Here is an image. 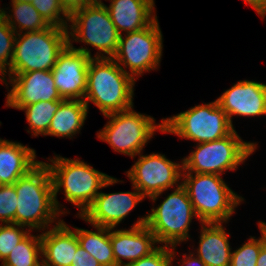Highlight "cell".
Wrapping results in <instances>:
<instances>
[{
	"instance_id": "cell-1",
	"label": "cell",
	"mask_w": 266,
	"mask_h": 266,
	"mask_svg": "<svg viewBox=\"0 0 266 266\" xmlns=\"http://www.w3.org/2000/svg\"><path fill=\"white\" fill-rule=\"evenodd\" d=\"M48 160L52 163L47 162L46 164L52 176L54 202L61 215H65L67 212L57 200L61 188H63L66 201L80 209L77 215L82 216L94 202L100 189L123 182L94 169L87 162L78 158L69 159L55 155Z\"/></svg>"
},
{
	"instance_id": "cell-2",
	"label": "cell",
	"mask_w": 266,
	"mask_h": 266,
	"mask_svg": "<svg viewBox=\"0 0 266 266\" xmlns=\"http://www.w3.org/2000/svg\"><path fill=\"white\" fill-rule=\"evenodd\" d=\"M13 185L18 197L15 224L40 232L52 227V223L57 225L61 221V214L54 202L51 172L46 162L40 161Z\"/></svg>"
},
{
	"instance_id": "cell-3",
	"label": "cell",
	"mask_w": 266,
	"mask_h": 266,
	"mask_svg": "<svg viewBox=\"0 0 266 266\" xmlns=\"http://www.w3.org/2000/svg\"><path fill=\"white\" fill-rule=\"evenodd\" d=\"M135 80L113 58H91L84 102L93 103L103 115L133 106Z\"/></svg>"
},
{
	"instance_id": "cell-4",
	"label": "cell",
	"mask_w": 266,
	"mask_h": 266,
	"mask_svg": "<svg viewBox=\"0 0 266 266\" xmlns=\"http://www.w3.org/2000/svg\"><path fill=\"white\" fill-rule=\"evenodd\" d=\"M216 174L182 173L181 185L187 191L200 223H227L244 197L236 194Z\"/></svg>"
},
{
	"instance_id": "cell-5",
	"label": "cell",
	"mask_w": 266,
	"mask_h": 266,
	"mask_svg": "<svg viewBox=\"0 0 266 266\" xmlns=\"http://www.w3.org/2000/svg\"><path fill=\"white\" fill-rule=\"evenodd\" d=\"M68 44V29L54 25L40 31L16 34L14 54L6 73L52 70Z\"/></svg>"
},
{
	"instance_id": "cell-6",
	"label": "cell",
	"mask_w": 266,
	"mask_h": 266,
	"mask_svg": "<svg viewBox=\"0 0 266 266\" xmlns=\"http://www.w3.org/2000/svg\"><path fill=\"white\" fill-rule=\"evenodd\" d=\"M195 150L182 158L183 173L223 175L234 171L257 149V143L245 142L234 129L228 136L199 143Z\"/></svg>"
},
{
	"instance_id": "cell-7",
	"label": "cell",
	"mask_w": 266,
	"mask_h": 266,
	"mask_svg": "<svg viewBox=\"0 0 266 266\" xmlns=\"http://www.w3.org/2000/svg\"><path fill=\"white\" fill-rule=\"evenodd\" d=\"M134 107L104 115L109 121L97 132V138L106 142L114 152L136 157L159 130L164 133V118L161 123L150 115L133 110Z\"/></svg>"
},
{
	"instance_id": "cell-8",
	"label": "cell",
	"mask_w": 266,
	"mask_h": 266,
	"mask_svg": "<svg viewBox=\"0 0 266 266\" xmlns=\"http://www.w3.org/2000/svg\"><path fill=\"white\" fill-rule=\"evenodd\" d=\"M67 29L69 44L83 42L98 50L93 58H113L118 50L120 33L102 1L74 11Z\"/></svg>"
},
{
	"instance_id": "cell-9",
	"label": "cell",
	"mask_w": 266,
	"mask_h": 266,
	"mask_svg": "<svg viewBox=\"0 0 266 266\" xmlns=\"http://www.w3.org/2000/svg\"><path fill=\"white\" fill-rule=\"evenodd\" d=\"M234 129L217 99L164 119V133L175 134L196 144L224 138Z\"/></svg>"
},
{
	"instance_id": "cell-10",
	"label": "cell",
	"mask_w": 266,
	"mask_h": 266,
	"mask_svg": "<svg viewBox=\"0 0 266 266\" xmlns=\"http://www.w3.org/2000/svg\"><path fill=\"white\" fill-rule=\"evenodd\" d=\"M194 217L197 218L187 191L180 185L147 213L145 225L155 235L158 244L171 247L188 241Z\"/></svg>"
},
{
	"instance_id": "cell-11",
	"label": "cell",
	"mask_w": 266,
	"mask_h": 266,
	"mask_svg": "<svg viewBox=\"0 0 266 266\" xmlns=\"http://www.w3.org/2000/svg\"><path fill=\"white\" fill-rule=\"evenodd\" d=\"M162 38L159 22L156 19L141 30L126 33L125 36L120 35L118 50L113 59L136 81L144 72L159 68L163 53Z\"/></svg>"
},
{
	"instance_id": "cell-12",
	"label": "cell",
	"mask_w": 266,
	"mask_h": 266,
	"mask_svg": "<svg viewBox=\"0 0 266 266\" xmlns=\"http://www.w3.org/2000/svg\"><path fill=\"white\" fill-rule=\"evenodd\" d=\"M142 154L143 152L137 155L138 160L126 174L145 199L148 197L155 203L164 191L181 185L183 160L176 163L167 159L164 154Z\"/></svg>"
},
{
	"instance_id": "cell-13",
	"label": "cell",
	"mask_w": 266,
	"mask_h": 266,
	"mask_svg": "<svg viewBox=\"0 0 266 266\" xmlns=\"http://www.w3.org/2000/svg\"><path fill=\"white\" fill-rule=\"evenodd\" d=\"M0 82L8 89L6 107L20 110L24 106L40 101L65 100L56 89L51 70L5 73L0 78ZM8 84L12 87L10 90L7 88Z\"/></svg>"
},
{
	"instance_id": "cell-14",
	"label": "cell",
	"mask_w": 266,
	"mask_h": 266,
	"mask_svg": "<svg viewBox=\"0 0 266 266\" xmlns=\"http://www.w3.org/2000/svg\"><path fill=\"white\" fill-rule=\"evenodd\" d=\"M91 48L68 44L59 54L52 74L56 89L65 100H84Z\"/></svg>"
},
{
	"instance_id": "cell-15",
	"label": "cell",
	"mask_w": 266,
	"mask_h": 266,
	"mask_svg": "<svg viewBox=\"0 0 266 266\" xmlns=\"http://www.w3.org/2000/svg\"><path fill=\"white\" fill-rule=\"evenodd\" d=\"M132 188L133 192L100 191L91 206L79 218L91 225L116 228L145 198L134 185Z\"/></svg>"
},
{
	"instance_id": "cell-16",
	"label": "cell",
	"mask_w": 266,
	"mask_h": 266,
	"mask_svg": "<svg viewBox=\"0 0 266 266\" xmlns=\"http://www.w3.org/2000/svg\"><path fill=\"white\" fill-rule=\"evenodd\" d=\"M218 104L227 114L233 126L232 117H260L266 115V84L257 81H238L217 98Z\"/></svg>"
},
{
	"instance_id": "cell-17",
	"label": "cell",
	"mask_w": 266,
	"mask_h": 266,
	"mask_svg": "<svg viewBox=\"0 0 266 266\" xmlns=\"http://www.w3.org/2000/svg\"><path fill=\"white\" fill-rule=\"evenodd\" d=\"M146 216L140 217L130 229L110 228V240L116 266H125L152 253L158 246L155 235L145 225ZM115 229V230H114ZM128 260L124 262L123 260Z\"/></svg>"
},
{
	"instance_id": "cell-18",
	"label": "cell",
	"mask_w": 266,
	"mask_h": 266,
	"mask_svg": "<svg viewBox=\"0 0 266 266\" xmlns=\"http://www.w3.org/2000/svg\"><path fill=\"white\" fill-rule=\"evenodd\" d=\"M41 236L42 266H71L79 245L76 231L61 219Z\"/></svg>"
},
{
	"instance_id": "cell-19",
	"label": "cell",
	"mask_w": 266,
	"mask_h": 266,
	"mask_svg": "<svg viewBox=\"0 0 266 266\" xmlns=\"http://www.w3.org/2000/svg\"><path fill=\"white\" fill-rule=\"evenodd\" d=\"M105 5L109 16L120 33H130L151 25L156 19L155 2L152 0H108Z\"/></svg>"
},
{
	"instance_id": "cell-20",
	"label": "cell",
	"mask_w": 266,
	"mask_h": 266,
	"mask_svg": "<svg viewBox=\"0 0 266 266\" xmlns=\"http://www.w3.org/2000/svg\"><path fill=\"white\" fill-rule=\"evenodd\" d=\"M40 161L35 149L0 138V185H13Z\"/></svg>"
},
{
	"instance_id": "cell-21",
	"label": "cell",
	"mask_w": 266,
	"mask_h": 266,
	"mask_svg": "<svg viewBox=\"0 0 266 266\" xmlns=\"http://www.w3.org/2000/svg\"><path fill=\"white\" fill-rule=\"evenodd\" d=\"M230 233H226L223 222L201 223L200 240L196 254L206 266H230L232 247Z\"/></svg>"
},
{
	"instance_id": "cell-22",
	"label": "cell",
	"mask_w": 266,
	"mask_h": 266,
	"mask_svg": "<svg viewBox=\"0 0 266 266\" xmlns=\"http://www.w3.org/2000/svg\"><path fill=\"white\" fill-rule=\"evenodd\" d=\"M88 114V106L82 100H64L55 112L47 135L72 139L80 133Z\"/></svg>"
},
{
	"instance_id": "cell-23",
	"label": "cell",
	"mask_w": 266,
	"mask_h": 266,
	"mask_svg": "<svg viewBox=\"0 0 266 266\" xmlns=\"http://www.w3.org/2000/svg\"><path fill=\"white\" fill-rule=\"evenodd\" d=\"M93 226L96 231L74 227L79 245L93 256L101 266H116L110 240V228Z\"/></svg>"
},
{
	"instance_id": "cell-24",
	"label": "cell",
	"mask_w": 266,
	"mask_h": 266,
	"mask_svg": "<svg viewBox=\"0 0 266 266\" xmlns=\"http://www.w3.org/2000/svg\"><path fill=\"white\" fill-rule=\"evenodd\" d=\"M11 2L12 10H9V13L5 11L9 7L2 9L6 22L16 34L24 33V31H40L51 26L31 3L16 0H11Z\"/></svg>"
},
{
	"instance_id": "cell-25",
	"label": "cell",
	"mask_w": 266,
	"mask_h": 266,
	"mask_svg": "<svg viewBox=\"0 0 266 266\" xmlns=\"http://www.w3.org/2000/svg\"><path fill=\"white\" fill-rule=\"evenodd\" d=\"M41 258V259H40ZM1 266H42L41 236L31 232L11 251Z\"/></svg>"
},
{
	"instance_id": "cell-26",
	"label": "cell",
	"mask_w": 266,
	"mask_h": 266,
	"mask_svg": "<svg viewBox=\"0 0 266 266\" xmlns=\"http://www.w3.org/2000/svg\"><path fill=\"white\" fill-rule=\"evenodd\" d=\"M63 101H40L22 107L20 110L25 111L26 120L30 126L27 132H31L34 137L46 136L51 120Z\"/></svg>"
},
{
	"instance_id": "cell-27",
	"label": "cell",
	"mask_w": 266,
	"mask_h": 266,
	"mask_svg": "<svg viewBox=\"0 0 266 266\" xmlns=\"http://www.w3.org/2000/svg\"><path fill=\"white\" fill-rule=\"evenodd\" d=\"M258 228L260 238L250 236L246 243L232 251L230 266H257L259 252L266 243V225L259 221Z\"/></svg>"
},
{
	"instance_id": "cell-28",
	"label": "cell",
	"mask_w": 266,
	"mask_h": 266,
	"mask_svg": "<svg viewBox=\"0 0 266 266\" xmlns=\"http://www.w3.org/2000/svg\"><path fill=\"white\" fill-rule=\"evenodd\" d=\"M30 232L27 227L15 223L0 224L1 263Z\"/></svg>"
},
{
	"instance_id": "cell-29",
	"label": "cell",
	"mask_w": 266,
	"mask_h": 266,
	"mask_svg": "<svg viewBox=\"0 0 266 266\" xmlns=\"http://www.w3.org/2000/svg\"><path fill=\"white\" fill-rule=\"evenodd\" d=\"M31 4L50 25L68 28L70 15L59 0H34Z\"/></svg>"
},
{
	"instance_id": "cell-30",
	"label": "cell",
	"mask_w": 266,
	"mask_h": 266,
	"mask_svg": "<svg viewBox=\"0 0 266 266\" xmlns=\"http://www.w3.org/2000/svg\"><path fill=\"white\" fill-rule=\"evenodd\" d=\"M16 33L8 25L4 15L0 16V78L9 70L14 54Z\"/></svg>"
},
{
	"instance_id": "cell-31",
	"label": "cell",
	"mask_w": 266,
	"mask_h": 266,
	"mask_svg": "<svg viewBox=\"0 0 266 266\" xmlns=\"http://www.w3.org/2000/svg\"><path fill=\"white\" fill-rule=\"evenodd\" d=\"M14 185H0V223H15L18 203Z\"/></svg>"
},
{
	"instance_id": "cell-32",
	"label": "cell",
	"mask_w": 266,
	"mask_h": 266,
	"mask_svg": "<svg viewBox=\"0 0 266 266\" xmlns=\"http://www.w3.org/2000/svg\"><path fill=\"white\" fill-rule=\"evenodd\" d=\"M175 246H158L149 255L125 266H173L176 254ZM173 261V262H172Z\"/></svg>"
},
{
	"instance_id": "cell-33",
	"label": "cell",
	"mask_w": 266,
	"mask_h": 266,
	"mask_svg": "<svg viewBox=\"0 0 266 266\" xmlns=\"http://www.w3.org/2000/svg\"><path fill=\"white\" fill-rule=\"evenodd\" d=\"M71 266H101L99 262L80 245L76 250Z\"/></svg>"
},
{
	"instance_id": "cell-34",
	"label": "cell",
	"mask_w": 266,
	"mask_h": 266,
	"mask_svg": "<svg viewBox=\"0 0 266 266\" xmlns=\"http://www.w3.org/2000/svg\"><path fill=\"white\" fill-rule=\"evenodd\" d=\"M94 2H97V0H59L60 5L69 15Z\"/></svg>"
},
{
	"instance_id": "cell-35",
	"label": "cell",
	"mask_w": 266,
	"mask_h": 266,
	"mask_svg": "<svg viewBox=\"0 0 266 266\" xmlns=\"http://www.w3.org/2000/svg\"><path fill=\"white\" fill-rule=\"evenodd\" d=\"M179 266H206V264L194 253L184 254Z\"/></svg>"
},
{
	"instance_id": "cell-36",
	"label": "cell",
	"mask_w": 266,
	"mask_h": 266,
	"mask_svg": "<svg viewBox=\"0 0 266 266\" xmlns=\"http://www.w3.org/2000/svg\"><path fill=\"white\" fill-rule=\"evenodd\" d=\"M245 4L250 5L262 19L266 16V0H243Z\"/></svg>"
},
{
	"instance_id": "cell-37",
	"label": "cell",
	"mask_w": 266,
	"mask_h": 266,
	"mask_svg": "<svg viewBox=\"0 0 266 266\" xmlns=\"http://www.w3.org/2000/svg\"><path fill=\"white\" fill-rule=\"evenodd\" d=\"M257 266H266V243L261 247L259 252Z\"/></svg>"
},
{
	"instance_id": "cell-38",
	"label": "cell",
	"mask_w": 266,
	"mask_h": 266,
	"mask_svg": "<svg viewBox=\"0 0 266 266\" xmlns=\"http://www.w3.org/2000/svg\"><path fill=\"white\" fill-rule=\"evenodd\" d=\"M16 1H21V2H29V3H32L34 0H16Z\"/></svg>"
},
{
	"instance_id": "cell-39",
	"label": "cell",
	"mask_w": 266,
	"mask_h": 266,
	"mask_svg": "<svg viewBox=\"0 0 266 266\" xmlns=\"http://www.w3.org/2000/svg\"><path fill=\"white\" fill-rule=\"evenodd\" d=\"M3 14V9L0 8V16Z\"/></svg>"
}]
</instances>
